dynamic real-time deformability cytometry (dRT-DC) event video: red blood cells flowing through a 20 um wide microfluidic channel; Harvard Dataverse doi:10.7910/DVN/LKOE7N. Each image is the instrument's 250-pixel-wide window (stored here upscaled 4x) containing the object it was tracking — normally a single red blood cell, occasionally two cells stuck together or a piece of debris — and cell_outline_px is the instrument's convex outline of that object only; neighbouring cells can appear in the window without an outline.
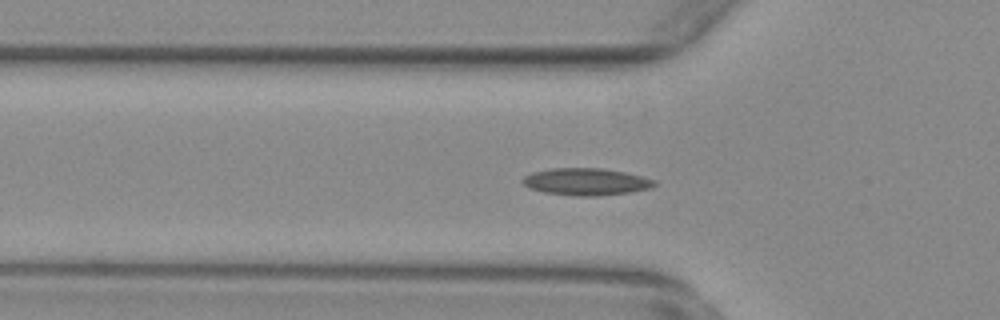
{"species": "common noctule bat (a hibernating species)", "species_latin": "Nyctalus noctula", "temperature_condition": "warm", "stored_images_in_passage": 45, "camera_frame_rate_fps": 3000, "um_per_image_px": 0.085, "animal": {"sex": "female", "body_mass_g": 29.2, "forearm_length_mm": 56.3}, "frame": {"image": 1, "passage_image": 7, "time_ms": 2.0, "image_size_px": [1000, 320], "cell_outline_px": [[656, 184], [652, 188], [632, 192], [596, 196], [572, 196], [544, 192], [528, 188], [520, 180], [524, 176], [532, 172], [552, 168], [600, 168], [624, 172], [656, 180]], "centroid_in_image_um": [49.8, 15.45], "position_along_channel_um": 76.0, "area_um2": 20.92}}
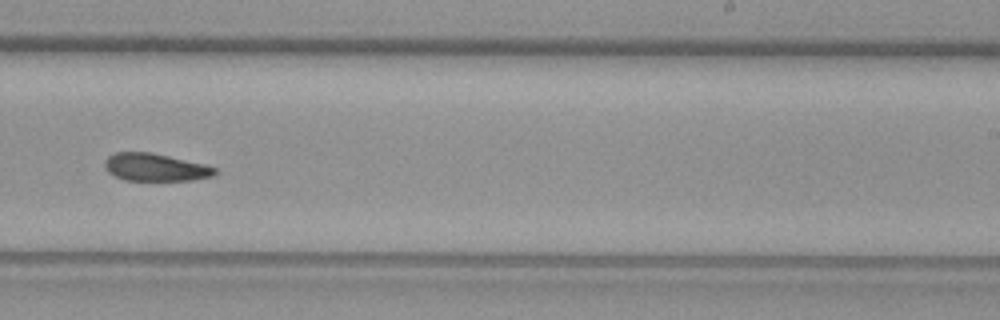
{"frame": {"image": 2, "passage_image": 23, "time_ms": 7.333, "image_size_px": [1000, 320], "cell_outline_px": [[220, 172], [212, 176], [192, 180], [124, 180], [108, 172], [104, 168], [104, 160], [108, 156], [116, 152], [152, 152], [208, 164], [216, 168]], "centroid_in_image_um": [13.24, 14.21], "position_along_channel_um": 275.8, "area_um2": 18.03}}
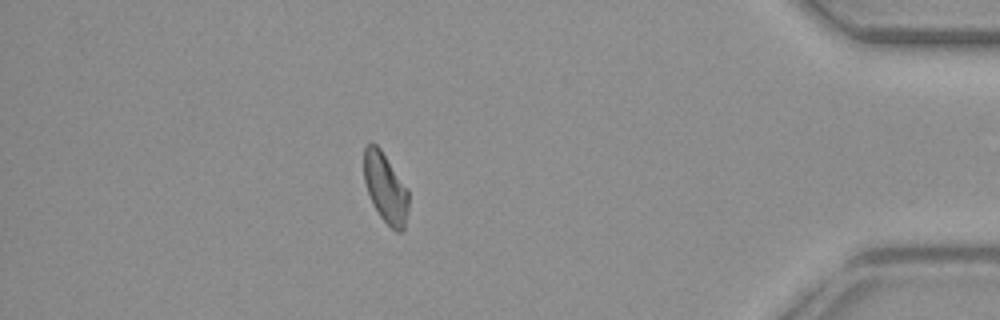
{"frame": {"image": 3, "passage_image": 37, "time_ms": 12.0, "image_size_px": [1000, 320], "cell_outline_px": [[408, 208], [404, 228], [400, 232], [396, 232], [380, 216], [372, 204], [364, 180], [364, 148], [368, 144], [376, 144], [380, 148], [408, 188]], "centroid_in_image_um": [32.77, 15.97], "position_along_channel_um": 402.4, "area_um2": 18.03}, "authors_computed_cell_mechanics": {"area_um2": 18.5538, "velocity_mm_per_s": 3.7449, "shape_relaxation_time_tau1_ms": null, "shape_relaxation_time_tau2_ms": 10.8339, "deformation_change_tau1": null, "deformation_change_tau2": 0.1799}}